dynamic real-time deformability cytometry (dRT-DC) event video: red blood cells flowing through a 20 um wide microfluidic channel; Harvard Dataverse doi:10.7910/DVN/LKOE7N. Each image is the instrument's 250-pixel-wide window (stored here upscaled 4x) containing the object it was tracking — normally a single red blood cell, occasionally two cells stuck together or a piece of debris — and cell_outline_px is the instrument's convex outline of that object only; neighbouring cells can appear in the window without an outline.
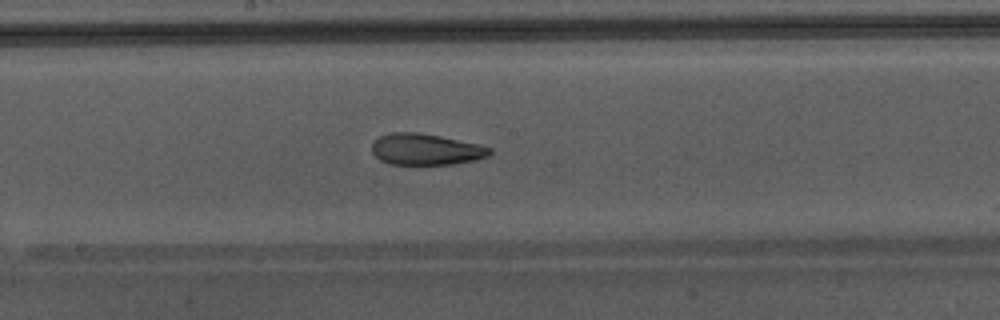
{"species": "Egyptian fruit bat (a non-hibernating species)", "species_latin": "Rousettus aegyptiacus", "temperature_condition": "warm", "stored_images_in_passage": 29, "camera_frame_rate_fps": 3000, "um_per_image_px": 0.085, "animal": {"sex": "male"}, "frame": {"image": 1, "passage_image": 28, "time_ms": 9.0, "image_size_px": [1000, 320], "cell_outline_px": [[492, 152], [488, 156], [476, 160], [452, 164], [388, 164], [380, 160], [372, 152], [372, 144], [380, 136], [388, 132], [416, 132], [440, 136], [480, 144], [492, 148]], "centroid_in_image_um": [36.21, 12.69], "position_along_channel_um": 212.0, "area_um2": 21.56}}